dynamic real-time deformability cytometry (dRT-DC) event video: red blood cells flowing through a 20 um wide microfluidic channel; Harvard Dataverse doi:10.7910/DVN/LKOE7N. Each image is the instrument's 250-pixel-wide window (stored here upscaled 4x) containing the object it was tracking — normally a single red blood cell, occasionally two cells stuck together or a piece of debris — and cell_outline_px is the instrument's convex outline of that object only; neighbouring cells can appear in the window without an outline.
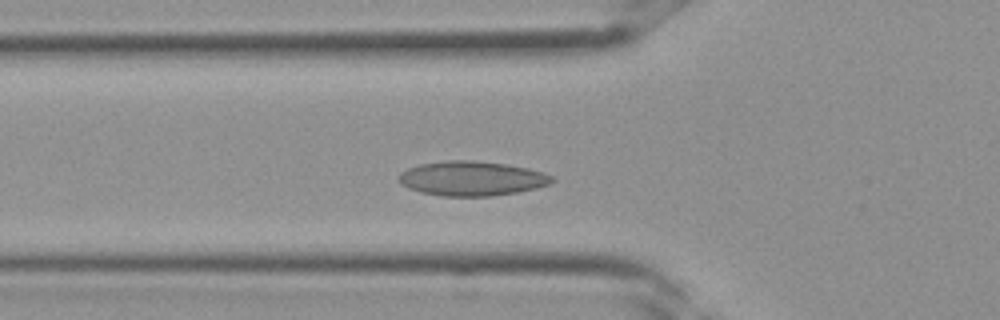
{"species": "Egyptian fruit bat (a non-hibernating species)", "species_latin": "Rousettus aegyptiacus", "temperature_condition": "room temperature", "stored_images_in_passage": 28, "camera_frame_rate_fps": 3000, "um_per_image_px": 0.085, "frame": {"image": 1, "passage_image": 7, "time_ms": 2.0, "image_size_px": [1000, 320], "cell_outline_px": [[556, 180], [552, 184], [536, 188], [516, 192], [492, 196], [444, 196], [420, 192], [408, 188], [400, 184], [400, 172], [408, 168], [420, 164], [448, 160], [472, 160], [508, 164], [528, 168], [544, 172], [552, 176]], "centroid_in_image_um": [40.14, 15.17], "position_along_channel_um": 85.7, "area_um2": 30.98}}
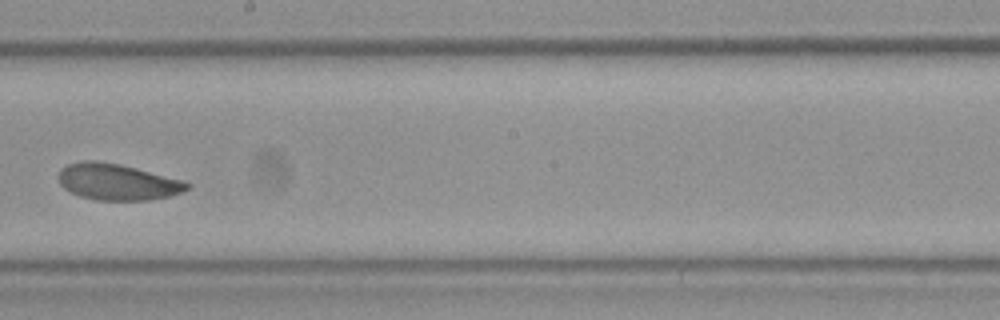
{"frame": {"image": 2, "passage_image": 15, "time_ms": 4.667, "image_size_px": [1000, 320], "cell_outline_px": [[192, 184], [184, 192], [168, 196], [148, 200], [96, 200], [80, 196], [64, 188], [60, 184], [60, 168], [68, 164], [84, 160], [96, 160], [120, 164], [184, 180]], "centroid_in_image_um": [10.0, 15.46], "position_along_channel_um": 238.2, "area_um2": 27.17}}
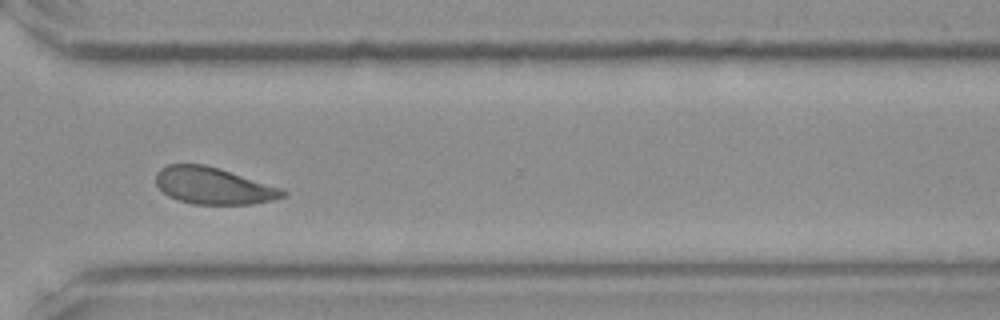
{"frame": {"image": 3, "passage_image": 21, "time_ms": 6.667, "image_size_px": [1000, 320], "cell_outline_px": [[288, 196], [272, 200], [252, 204], [192, 204], [168, 196], [156, 184], [156, 172], [160, 168], [168, 164], [204, 164], [220, 168], [284, 188], [288, 192]], "centroid_in_image_um": [18.19, 15.78], "position_along_channel_um": 352.4, "area_um2": 27.51}}